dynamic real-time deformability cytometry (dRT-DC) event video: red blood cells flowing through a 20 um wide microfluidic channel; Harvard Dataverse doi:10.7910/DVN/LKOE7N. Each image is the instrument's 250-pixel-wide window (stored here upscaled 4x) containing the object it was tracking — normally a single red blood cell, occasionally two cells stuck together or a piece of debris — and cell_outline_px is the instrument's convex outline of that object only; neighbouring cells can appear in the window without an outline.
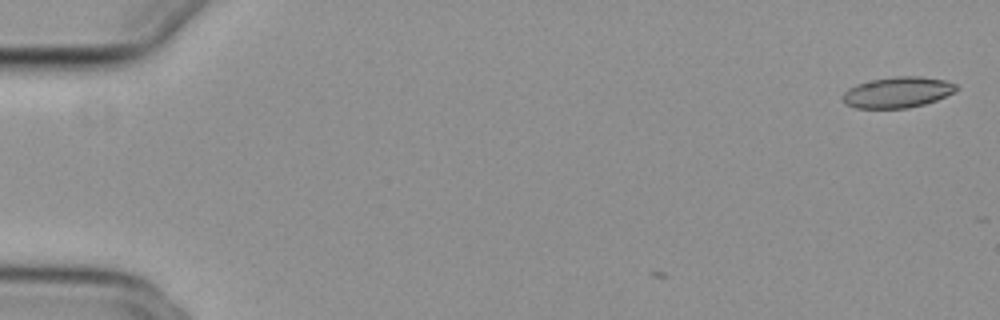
{"species": "common noctule bat (a hibernating species)", "species_latin": "Nyctalus noctula", "temperature_condition": "cold", "stored_images_in_passage": 2, "camera_frame_rate_fps": 3000, "um_per_image_px": 0.085, "animal": {"sex": "female", "body_mass_g": 29.2, "forearm_length_mm": 56.3}, "frame": {"image": 1, "passage_image": 2, "time_ms": 0.333, "image_size_px": [1000, 320], "cell_outline_px": [[960, 88], [936, 100], [924, 104], [908, 108], [856, 108], [844, 104], [840, 96], [848, 88], [856, 84], [872, 80], [896, 76], [920, 76], [944, 80], [956, 84]], "centroid_in_image_um": [76.24, 7.85], "position_along_channel_um": 8.8, "area_um2": 20.46}}